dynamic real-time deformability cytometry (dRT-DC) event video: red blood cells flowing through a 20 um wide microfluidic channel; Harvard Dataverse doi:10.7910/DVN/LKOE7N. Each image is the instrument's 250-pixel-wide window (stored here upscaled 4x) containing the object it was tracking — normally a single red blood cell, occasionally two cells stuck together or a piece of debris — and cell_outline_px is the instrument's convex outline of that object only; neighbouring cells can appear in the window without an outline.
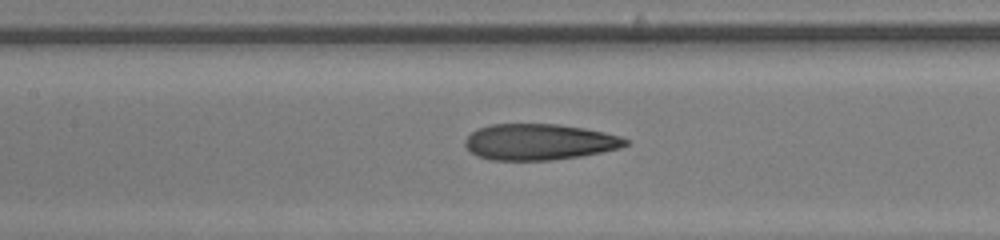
{"species": "human", "species_latin": "Homo sapiens", "temperature_condition": "room temperature", "stored_images_in_passage": 42, "camera_frame_rate_fps": 3000, "um_per_image_px": 0.085, "donor": {"sex": "male"}, "frame": {"image": 1, "passage_image": 22, "time_ms": 7.0, "image_size_px": [1000, 240], "cell_outline_px": [[628, 144], [620, 148], [580, 156], [552, 160], [492, 160], [476, 156], [464, 144], [464, 140], [476, 128], [492, 124], [560, 124], [584, 128], [604, 132], [620, 136], [628, 140]], "centroid_in_image_um": [45.82, 12.06], "position_along_channel_um": 161.6, "area_um2": 33.76}}
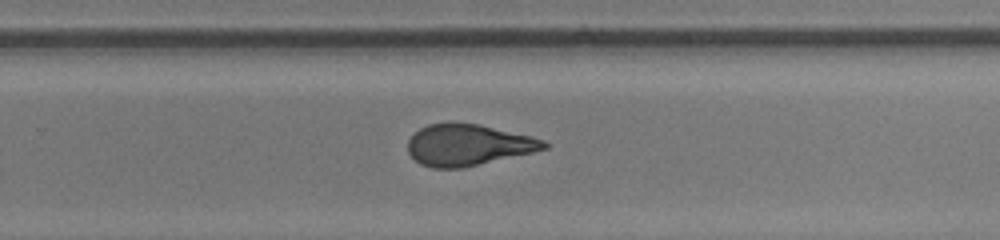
{"frame": {"image": 2, "passage_image": 31, "time_ms": 10.0, "image_size_px": [1000, 240], "cell_outline_px": [[548, 148], [532, 152], [460, 168], [432, 168], [420, 164], [408, 152], [408, 140], [420, 128], [428, 124], [480, 124], [532, 136], [544, 140], [548, 144]], "centroid_in_image_um": [39.79, 12.33], "position_along_channel_um": 290.0, "area_um2": 32.25}}
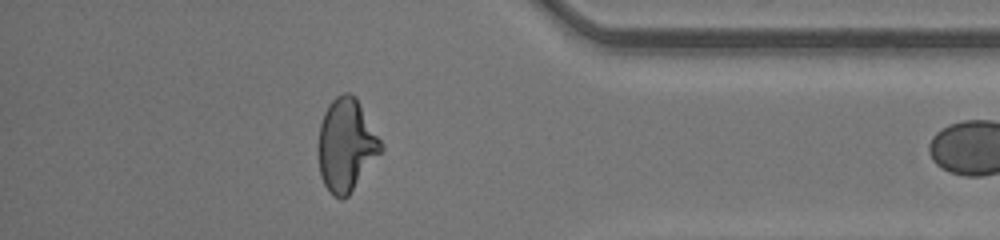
{"frame": {"image": 3, "passage_image": 40, "time_ms": 13.0, "image_size_px": [1000, 240], "cell_outline_px": [[384, 148], [348, 196], [344, 200], [340, 200], [332, 196], [324, 184], [320, 176], [316, 148], [320, 124], [324, 112], [328, 104], [336, 96], [344, 92], [348, 92], [356, 96], [384, 144]], "centroid_in_image_um": [29.4, 12.33], "position_along_channel_um": 405.8, "area_um2": 34.51}}